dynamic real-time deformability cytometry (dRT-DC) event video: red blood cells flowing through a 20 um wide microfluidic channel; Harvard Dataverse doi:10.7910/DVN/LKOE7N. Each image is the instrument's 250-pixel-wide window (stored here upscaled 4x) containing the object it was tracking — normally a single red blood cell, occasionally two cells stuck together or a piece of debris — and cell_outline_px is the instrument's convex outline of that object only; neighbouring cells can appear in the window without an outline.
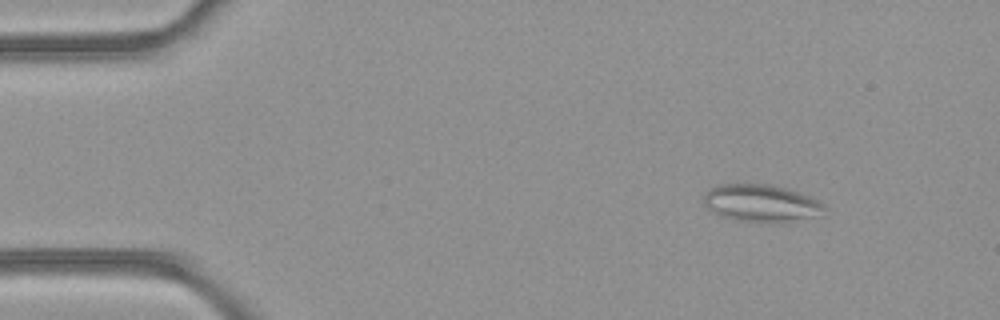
{"species": "common noctule bat (a hibernating species)", "species_latin": "Nyctalus noctula", "temperature_condition": "room temperature", "stored_images_in_passage": 4, "camera_frame_rate_fps": 3000, "um_per_image_px": 0.085, "animal": {"sex": "female", "body_mass_g": 21.9}, "frame": {"image": 1, "passage_image": 2, "time_ms": 0.333, "image_size_px": [1000, 320], "cell_outline_px": [[828, 208], [820, 216], [776, 224], [768, 224], [732, 220], [720, 216], [712, 212], [704, 204], [704, 196], [708, 188], [720, 184], [768, 184], [784, 188], [808, 196], [824, 204]], "centroid_in_image_um": [64.7, 17.31], "position_along_channel_um": 20.3, "area_um2": 26.82}}